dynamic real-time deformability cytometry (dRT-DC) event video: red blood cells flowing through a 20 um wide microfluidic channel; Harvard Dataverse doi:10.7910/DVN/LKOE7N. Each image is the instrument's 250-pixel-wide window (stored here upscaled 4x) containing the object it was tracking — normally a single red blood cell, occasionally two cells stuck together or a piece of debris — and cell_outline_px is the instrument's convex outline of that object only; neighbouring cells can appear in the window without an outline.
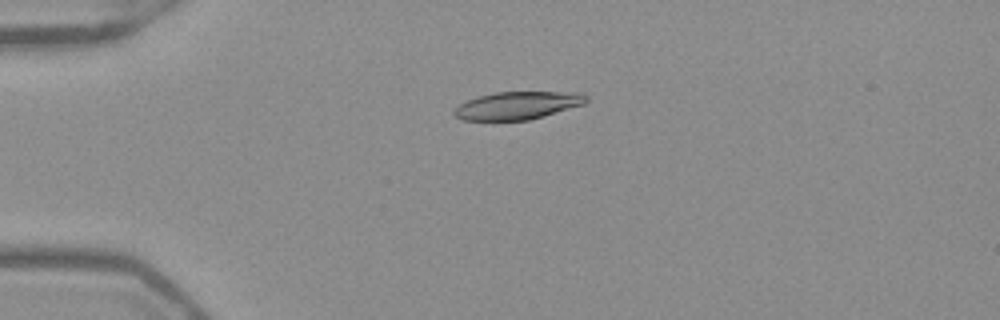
{"species": "Egyptian fruit bat (a non-hibernating species)", "species_latin": "Rousettus aegyptiacus", "temperature_condition": "warm", "stored_images_in_passage": 52, "camera_frame_rate_fps": 3000, "um_per_image_px": 0.085, "frame": {"image": 1, "passage_image": 13, "time_ms": 4.0, "image_size_px": [1000, 320], "cell_outline_px": [[588, 100], [584, 104], [544, 116], [528, 120], [464, 120], [456, 116], [452, 112], [460, 104], [476, 96], [496, 92], [584, 92], [588, 96]], "centroid_in_image_um": [44.03, 8.95], "position_along_channel_um": 41.0, "area_um2": 21.39}}
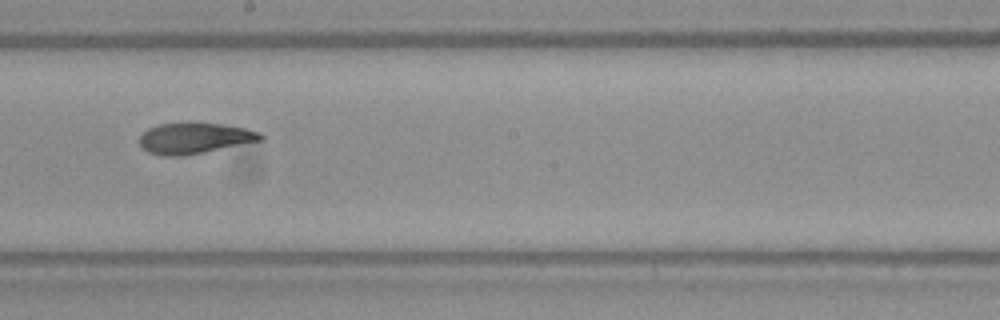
{"frame": {"image": 2, "passage_image": 30, "time_ms": 9.667, "image_size_px": [1000, 320], "cell_outline_px": [[264, 140], [184, 156], [160, 156], [148, 152], [140, 144], [140, 136], [148, 128], [160, 124], [224, 124], [244, 128], [260, 132], [264, 136]], "centroid_in_image_um": [16.56, 11.77], "position_along_channel_um": 231.6, "area_um2": 21.5}}
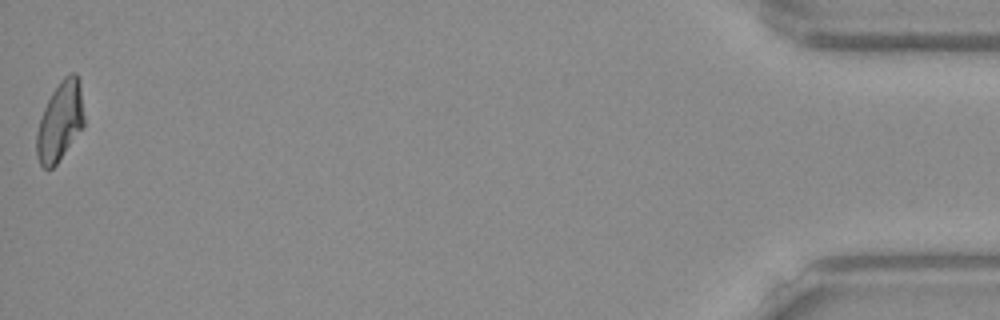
{"frame": {"image": 3, "passage_image": 52, "time_ms": 17.0, "image_size_px": [1000, 320], "cell_outline_px": [[84, 128], [56, 164], [52, 168], [44, 168], [40, 164], [36, 156], [36, 132], [44, 108], [52, 92], [60, 80], [64, 76], [72, 72], [76, 72], [80, 80], [84, 116]], "centroid_in_image_um": [5.12, 10.3], "position_along_channel_um": 430.1, "area_um2": 22.14}, "authors_computed_cell_mechanics": {"area_um2": 22.1374, "velocity_mm_per_s": 3.9396, "shape_relaxation_time_tau1_ms": 5.7844, "shape_relaxation_time_tau2_ms": 3.1899, "deformation_change_tau1": 0.1795, "deformation_change_tau2": 0.0868}}